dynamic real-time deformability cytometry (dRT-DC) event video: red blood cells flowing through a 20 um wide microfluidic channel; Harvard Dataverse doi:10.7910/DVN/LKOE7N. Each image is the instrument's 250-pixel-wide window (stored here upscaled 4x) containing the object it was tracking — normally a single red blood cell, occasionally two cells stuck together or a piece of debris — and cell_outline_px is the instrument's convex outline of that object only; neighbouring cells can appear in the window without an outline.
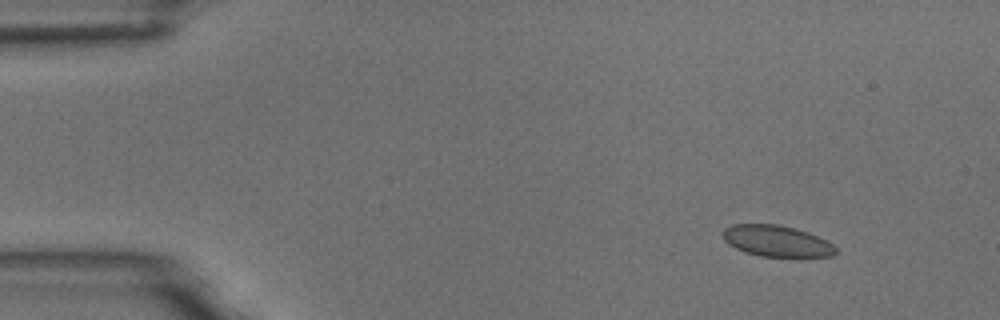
{"species": "common noctule bat (a hibernating species)", "species_latin": "Nyctalus noctula", "temperature_condition": "room temperature", "stored_images_in_passage": 5, "camera_frame_rate_fps": 3000, "um_per_image_px": 0.085, "animal": {"sex": "male", "body_mass_g": 18.8}, "frame": {"image": 1, "passage_image": 2, "time_ms": 1.333, "image_size_px": [1000, 320], "cell_outline_px": [[836, 252], [832, 256], [760, 256], [744, 252], [728, 244], [720, 236], [720, 232], [724, 228], [732, 224], [776, 224], [808, 232], [832, 244], [836, 248]], "centroid_in_image_um": [65.92, 20.47], "position_along_channel_um": 19.1, "area_um2": 20.4}}
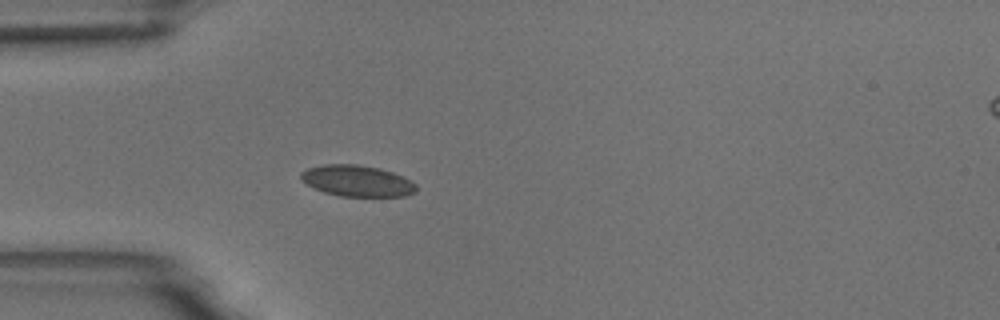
{"frame": {"image": 2, "passage_image": 5, "time_ms": 4.667, "image_size_px": [1000, 320], "cell_outline_px": [[416, 192], [404, 196], [340, 196], [324, 192], [308, 184], [300, 176], [300, 172], [308, 168], [324, 164], [356, 164], [380, 168], [392, 172], [416, 184]], "centroid_in_image_um": [30.35, 15.37], "position_along_channel_um": 54.6, "area_um2": 20.69}}